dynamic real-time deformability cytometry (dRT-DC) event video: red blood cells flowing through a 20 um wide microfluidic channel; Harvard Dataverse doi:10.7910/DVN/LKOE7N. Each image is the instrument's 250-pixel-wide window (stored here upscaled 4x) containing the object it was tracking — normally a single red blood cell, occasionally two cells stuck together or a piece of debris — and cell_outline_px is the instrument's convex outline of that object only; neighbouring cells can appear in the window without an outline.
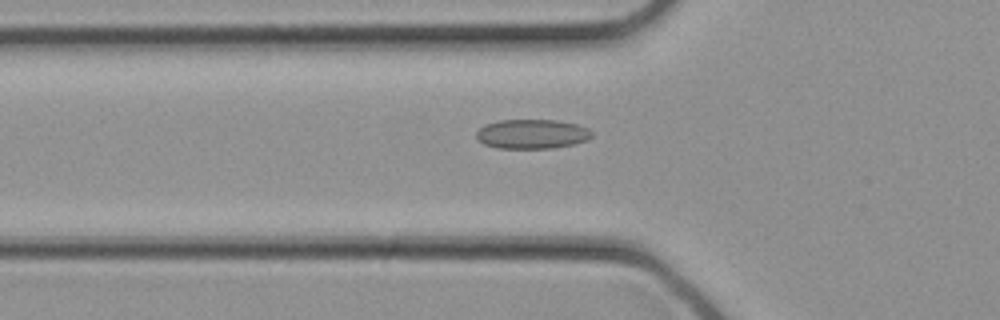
{"species": "common noctule bat (a hibernating species)", "species_latin": "Nyctalus noctula", "temperature_condition": "cold", "stored_images_in_passage": 20, "camera_frame_rate_fps": 3000, "um_per_image_px": 0.085, "animal": {"sex": "female", "body_mass_g": 21.9}, "frame": {"image": 1, "passage_image": 2, "time_ms": 0.333, "image_size_px": [1000, 320], "cell_outline_px": [[592, 136], [588, 140], [572, 144], [552, 148], [496, 148], [484, 144], [476, 140], [476, 132], [484, 124], [500, 120], [556, 120], [576, 124], [588, 128], [592, 132]], "centroid_in_image_um": [45.19, 11.39], "position_along_channel_um": 80.6, "area_um2": 19.88}}
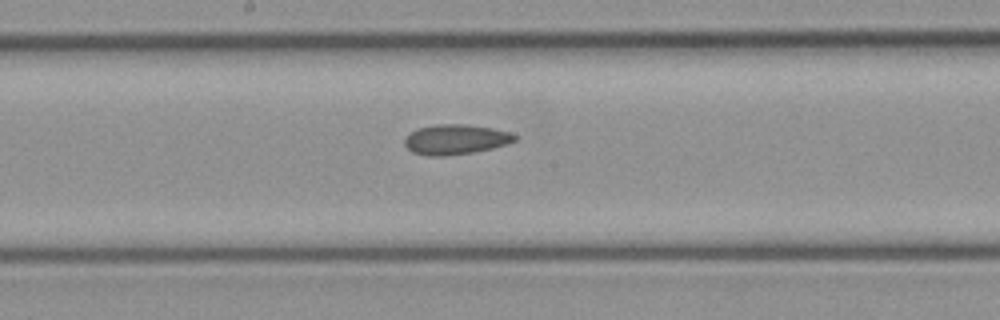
{"frame": {"image": 2, "passage_image": 8, "time_ms": 2.333, "image_size_px": [1000, 320], "cell_outline_px": [[516, 140], [508, 144], [492, 148], [472, 152], [444, 156], [428, 156], [412, 152], [404, 144], [404, 136], [408, 132], [416, 128], [436, 124], [468, 124], [492, 128], [508, 132], [516, 136]], "centroid_in_image_um": [38.66, 11.84], "position_along_channel_um": 209.5, "area_um2": 19.42}}
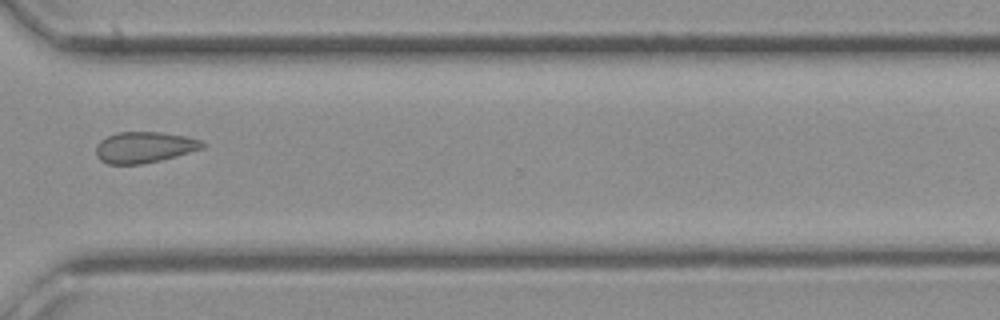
{"frame": {"image": 3, "passage_image": 15, "time_ms": 4.667, "image_size_px": [1000, 320], "cell_outline_px": [[208, 144], [204, 148], [176, 156], [160, 160], [140, 164], [108, 164], [100, 160], [96, 156], [96, 144], [100, 140], [116, 132], [160, 132], [188, 136], [200, 140]], "centroid_in_image_um": [12.28, 12.51], "position_along_channel_um": 358.3, "area_um2": 19.42}}